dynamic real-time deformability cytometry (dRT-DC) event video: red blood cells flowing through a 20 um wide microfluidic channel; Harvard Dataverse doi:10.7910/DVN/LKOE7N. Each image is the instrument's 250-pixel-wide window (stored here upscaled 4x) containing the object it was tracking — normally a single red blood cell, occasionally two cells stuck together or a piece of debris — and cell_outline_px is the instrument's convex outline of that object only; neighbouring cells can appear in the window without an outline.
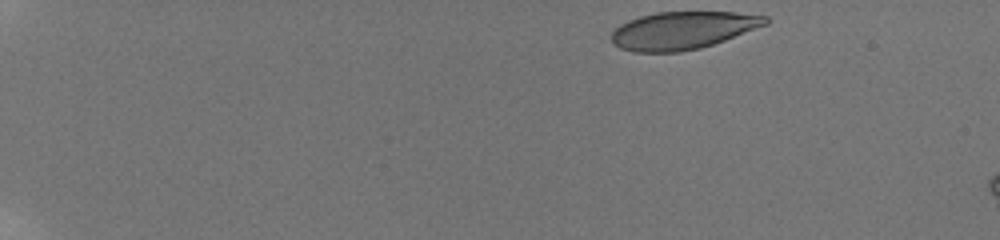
{"species": "human", "species_latin": "Homo sapiens", "temperature_condition": "room temperature", "stored_images_in_passage": 13, "camera_frame_rate_fps": 3000, "um_per_image_px": 0.085, "donor": {"sex": "male"}, "frame": {"image": 1, "passage_image": 1, "time_ms": 0.0, "image_size_px": [1000, 240], "cell_outline_px": [[772, 20], [768, 24], [724, 40], [700, 48], [680, 52], [632, 52], [620, 48], [612, 44], [612, 32], [620, 24], [628, 20], [640, 16], [656, 12], [736, 12], [768, 16]], "centroid_in_image_um": [58.03, 2.58], "position_along_channel_um": 27.0, "area_um2": 33.93}}